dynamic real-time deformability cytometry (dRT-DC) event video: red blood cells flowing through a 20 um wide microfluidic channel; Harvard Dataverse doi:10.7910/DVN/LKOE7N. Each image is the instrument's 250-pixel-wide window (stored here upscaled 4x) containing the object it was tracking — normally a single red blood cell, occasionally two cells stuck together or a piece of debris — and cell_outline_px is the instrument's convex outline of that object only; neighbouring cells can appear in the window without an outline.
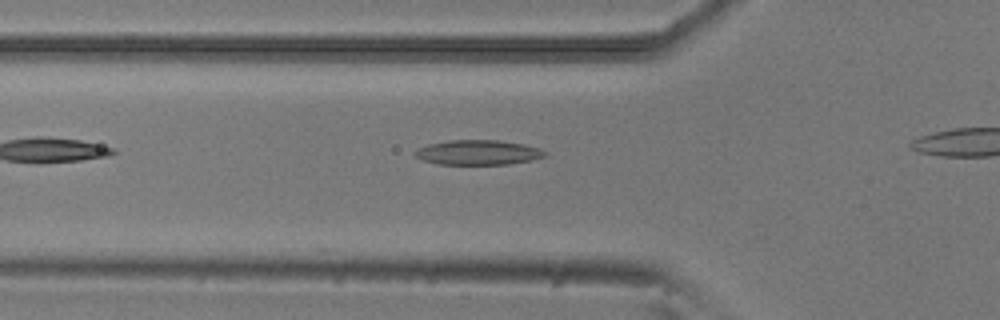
{"species": "common noctule bat (a hibernating species)", "species_latin": "Nyctalus noctula", "temperature_condition": "room temperature", "stored_images_in_passage": 4, "camera_frame_rate_fps": 3000, "um_per_image_px": 0.085, "animal": {"sex": "male", "body_mass_g": 20.5, "forearm_length_mm": 52.5}, "frame": {"image": 1, "passage_image": 3, "time_ms": 0.667, "image_size_px": [1000, 320], "cell_outline_px": [[548, 156], [532, 160], [508, 164], [436, 164], [424, 160], [416, 156], [412, 152], [416, 148], [428, 144], [448, 140], [500, 140], [524, 144], [540, 148], [548, 152]], "centroid_in_image_um": [40.66, 12.95], "position_along_channel_um": 85.1, "area_um2": 19.02}}